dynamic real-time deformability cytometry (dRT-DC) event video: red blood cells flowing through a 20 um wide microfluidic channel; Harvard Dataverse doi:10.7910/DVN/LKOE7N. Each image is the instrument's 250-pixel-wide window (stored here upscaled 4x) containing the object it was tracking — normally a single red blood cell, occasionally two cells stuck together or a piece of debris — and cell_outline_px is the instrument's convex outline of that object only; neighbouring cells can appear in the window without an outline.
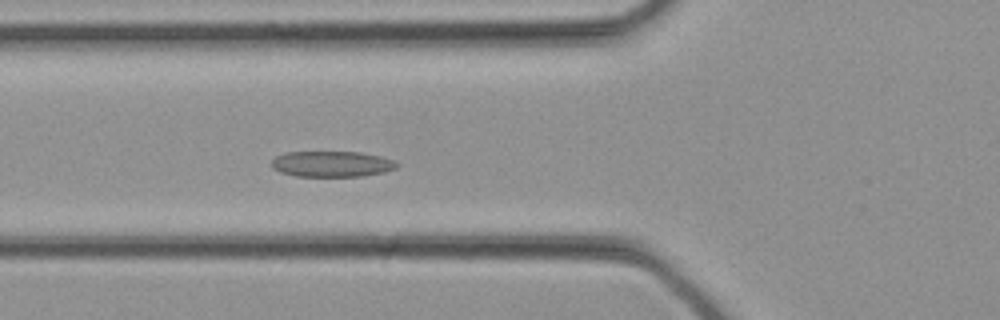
{"species": "common noctule bat (a hibernating species)", "species_latin": "Nyctalus noctula", "temperature_condition": "cold", "stored_images_in_passage": 33, "camera_frame_rate_fps": 3000, "um_per_image_px": 0.085, "animal": {"sex": "female", "body_mass_g": 21.9}, "frame": {"image": 1, "passage_image": 12, "time_ms": 3.667, "image_size_px": [1000, 320], "cell_outline_px": [[400, 164], [396, 168], [384, 172], [360, 176], [296, 176], [280, 172], [272, 168], [272, 160], [276, 156], [284, 152], [360, 152], [380, 156], [392, 160]], "centroid_in_image_um": [28.19, 13.93], "position_along_channel_um": 97.6, "area_um2": 18.79}}
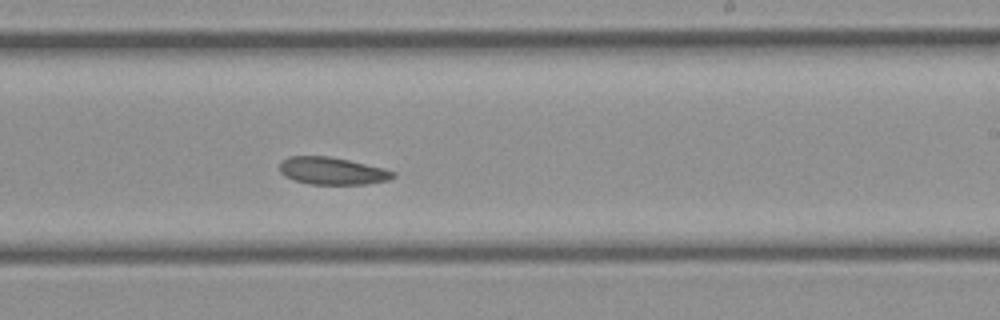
{"frame": {"image": 2, "passage_image": 20, "time_ms": 6.333, "image_size_px": [1000, 320], "cell_outline_px": [[396, 176], [388, 180], [364, 184], [308, 184], [292, 180], [284, 176], [280, 172], [280, 160], [288, 156], [328, 156], [348, 160], [384, 168], [396, 172]], "centroid_in_image_um": [28.2, 14.53], "position_along_channel_um": 260.8, "area_um2": 18.21}}
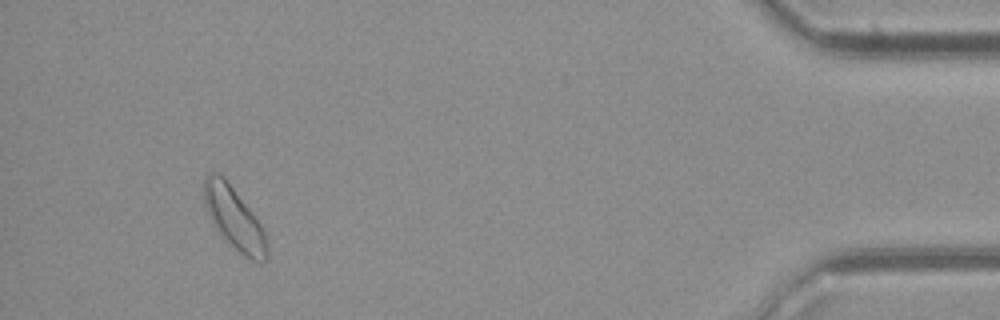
{"frame": {"image": 3, "passage_image": 31, "time_ms": 10.0, "image_size_px": [1000, 320], "cell_outline_px": [[268, 260], [260, 264], [248, 260], [212, 224], [204, 200], [204, 176], [208, 172], [220, 172], [228, 180], [264, 228], [268, 248]], "centroid_in_image_um": [19.94, 18.54], "position_along_channel_um": 415.3, "area_um2": 23.0}}